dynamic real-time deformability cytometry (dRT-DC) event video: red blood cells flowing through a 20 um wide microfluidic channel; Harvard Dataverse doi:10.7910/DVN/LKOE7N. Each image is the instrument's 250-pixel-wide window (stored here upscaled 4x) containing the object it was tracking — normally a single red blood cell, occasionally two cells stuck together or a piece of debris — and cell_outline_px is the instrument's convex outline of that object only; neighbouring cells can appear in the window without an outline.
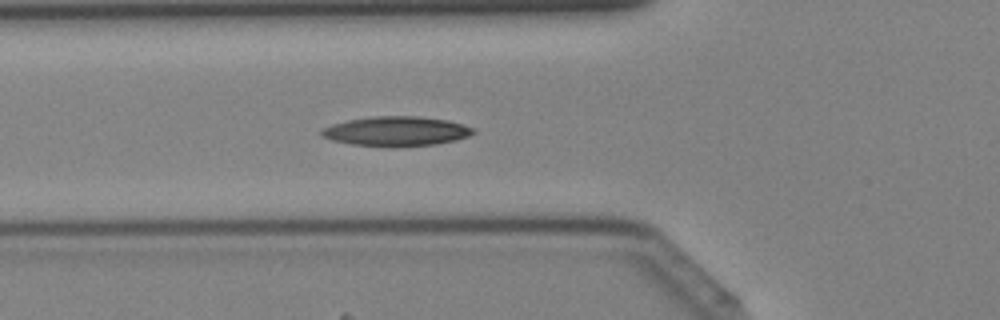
{"species": "Egyptian fruit bat (a non-hibernating species)", "species_latin": "Rousettus aegyptiacus", "temperature_condition": "cold", "stored_images_in_passage": 29, "camera_frame_rate_fps": 3000, "um_per_image_px": 0.085, "animal": {"sex": "female"}, "frame": {"image": 1, "passage_image": 2, "time_ms": 0.333, "image_size_px": [1000, 320], "cell_outline_px": [[476, 132], [468, 136], [456, 140], [436, 144], [392, 148], [352, 144], [332, 140], [320, 136], [320, 132], [324, 128], [332, 124], [348, 120], [372, 116], [420, 116], [448, 120], [464, 124], [476, 128]], "centroid_in_image_um": [33.72, 11.16], "position_along_channel_um": 92.1, "area_um2": 26.59}}
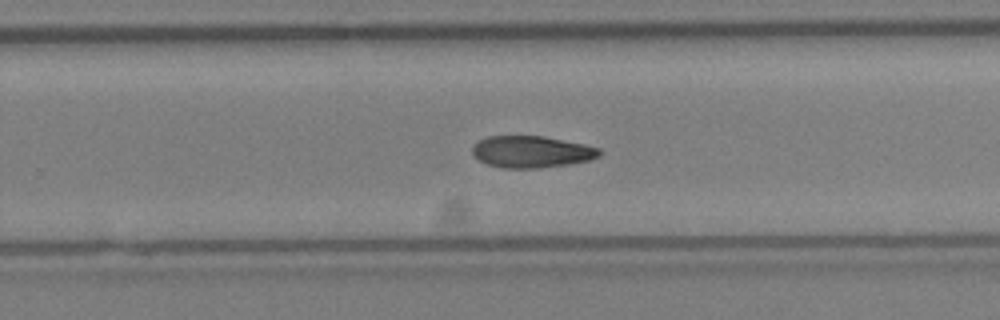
{"frame": {"image": 2, "passage_image": 14, "time_ms": 4.333, "image_size_px": [1000, 320], "cell_outline_px": [[600, 156], [588, 160], [568, 164], [540, 168], [504, 168], [488, 164], [480, 160], [472, 152], [472, 148], [480, 140], [488, 136], [544, 136], [584, 144], [600, 148]], "centroid_in_image_um": [45.2, 12.9], "position_along_channel_um": 284.6, "area_um2": 23.29}}
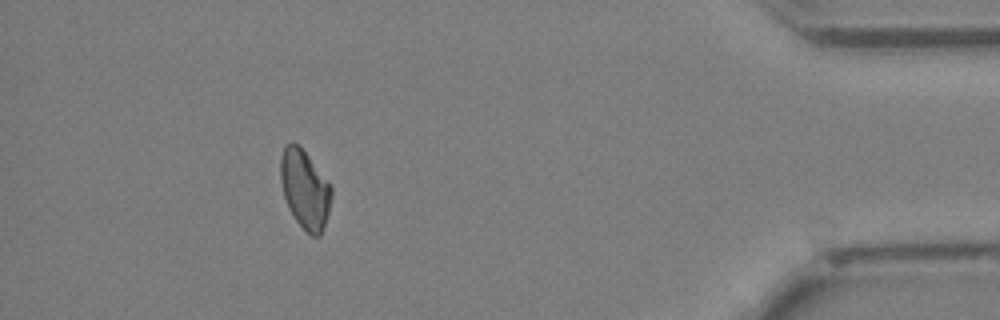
{"frame": {"image": 3, "passage_image": 25, "time_ms": 8.0, "image_size_px": [1000, 320], "cell_outline_px": [[332, 192], [328, 212], [320, 236], [312, 236], [296, 220], [288, 208], [284, 196], [280, 180], [280, 156], [284, 144], [292, 140], [300, 144], [332, 188]], "centroid_in_image_um": [25.87, 16.01], "position_along_channel_um": 409.3, "area_um2": 23.29}}